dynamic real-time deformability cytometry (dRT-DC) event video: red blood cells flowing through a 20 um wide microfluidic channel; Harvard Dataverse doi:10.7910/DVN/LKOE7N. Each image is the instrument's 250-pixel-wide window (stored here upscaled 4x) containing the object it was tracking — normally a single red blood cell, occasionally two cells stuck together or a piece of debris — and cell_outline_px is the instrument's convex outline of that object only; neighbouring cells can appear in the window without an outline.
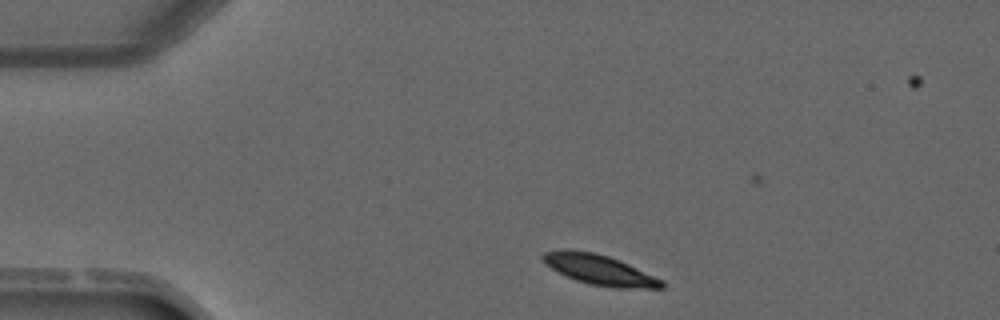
{"species": "common noctule bat (a hibernating species)", "species_latin": "Nyctalus noctula", "temperature_condition": "warm", "stored_images_in_passage": 2, "camera_frame_rate_fps": 3000, "um_per_image_px": 0.085, "animal": {"sex": "male", "forearm_length_mm": 52.5}, "frame": {"image": 1, "passage_image": 1, "time_ms": 0.0, "image_size_px": [1000, 320], "cell_outline_px": [[664, 288], [616, 288], [588, 284], [576, 280], [544, 264], [540, 256], [544, 252], [560, 248], [572, 248], [592, 252], [608, 256], [620, 260], [664, 280]], "centroid_in_image_um": [50.93, 22.91], "position_along_channel_um": 34.1, "area_um2": 21.15}}